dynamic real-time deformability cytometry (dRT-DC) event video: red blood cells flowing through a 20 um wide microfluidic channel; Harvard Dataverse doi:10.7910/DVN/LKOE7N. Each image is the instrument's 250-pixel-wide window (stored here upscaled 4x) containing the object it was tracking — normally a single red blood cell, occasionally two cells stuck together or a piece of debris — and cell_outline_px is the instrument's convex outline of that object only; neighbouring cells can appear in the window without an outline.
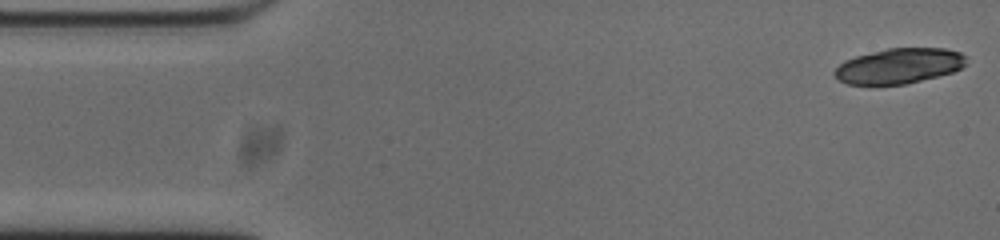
{"species": "common noctule bat (a hibernating species)", "species_latin": "Nyctalus noctula", "temperature_condition": "cold", "stored_images_in_passage": 52, "segment_of_instrument_passage": [1, 2], "camera_frame_rate_fps": 3000, "um_per_image_px": 0.085, "animal": {"sex": "male", "body_mass_g": 20.0, "forearm_length_mm": 53.3}, "frame": {"image": 1, "passage_image": 1, "time_ms": 0.0, "image_size_px": [1000, 240], "cell_outline_px": [[968, 64], [952, 72], [904, 84], [848, 84], [840, 80], [832, 72], [844, 60], [856, 56], [888, 48], [944, 48], [960, 52], [964, 56]], "centroid_in_image_um": [76.42, 5.59], "position_along_channel_um": 8.6, "area_um2": 26.76}}